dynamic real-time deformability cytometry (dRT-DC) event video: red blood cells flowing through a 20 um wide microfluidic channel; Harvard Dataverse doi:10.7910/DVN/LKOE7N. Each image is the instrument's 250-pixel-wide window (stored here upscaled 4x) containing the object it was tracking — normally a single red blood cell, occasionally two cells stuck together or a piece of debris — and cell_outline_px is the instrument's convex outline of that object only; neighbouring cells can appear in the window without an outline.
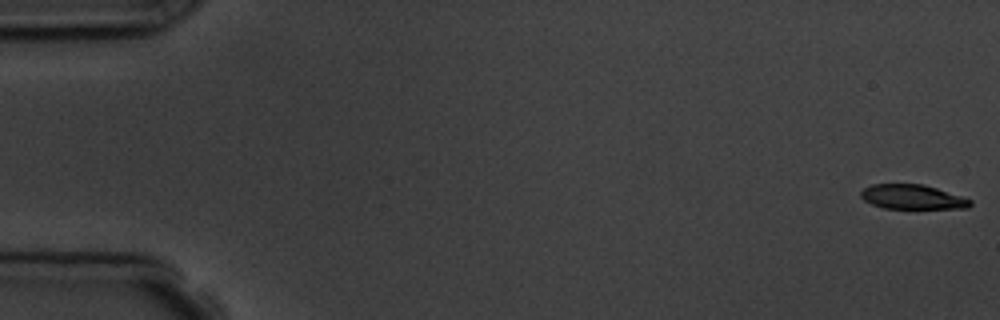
{"species": "common noctule bat (a hibernating species)", "species_latin": "Nyctalus noctula", "temperature_condition": "room temperature", "stored_images_in_passage": 9, "camera_frame_rate_fps": 3000, "um_per_image_px": 0.085, "animal": {"sex": "male", "body_mass_g": 19.5, "forearm_length_mm": 54.6}, "frame": {"image": 1, "passage_image": 1, "time_ms": 0.0, "image_size_px": [1000, 320], "cell_outline_px": [[972, 204], [968, 208], [884, 208], [872, 204], [864, 200], [860, 196], [860, 192], [864, 188], [872, 184], [924, 184], [972, 200]], "centroid_in_image_um": [77.53, 16.74], "position_along_channel_um": 7.5, "area_um2": 15.49}}
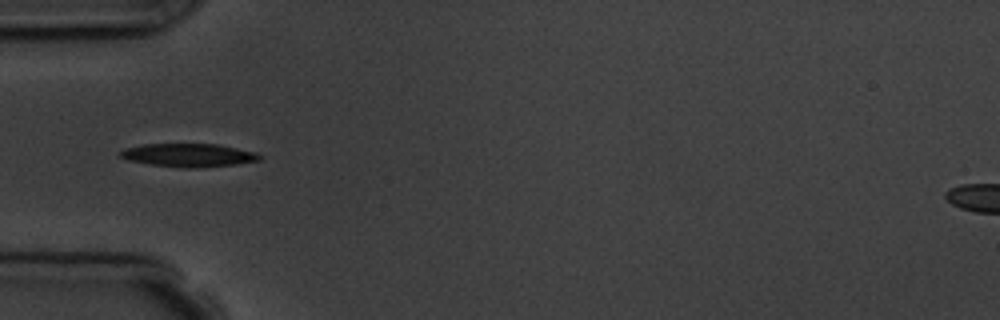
{"frame": {"image": 2, "passage_image": 6, "time_ms": 5.667, "image_size_px": [1000, 320], "cell_outline_px": [[260, 160], [236, 164], [196, 168], [184, 168], [152, 164], [128, 160], [120, 156], [120, 152], [124, 148], [144, 144], [216, 144], [256, 152], [260, 156]], "centroid_in_image_um": [16.02, 13.19], "position_along_channel_um": 69.0, "area_um2": 18.67}}